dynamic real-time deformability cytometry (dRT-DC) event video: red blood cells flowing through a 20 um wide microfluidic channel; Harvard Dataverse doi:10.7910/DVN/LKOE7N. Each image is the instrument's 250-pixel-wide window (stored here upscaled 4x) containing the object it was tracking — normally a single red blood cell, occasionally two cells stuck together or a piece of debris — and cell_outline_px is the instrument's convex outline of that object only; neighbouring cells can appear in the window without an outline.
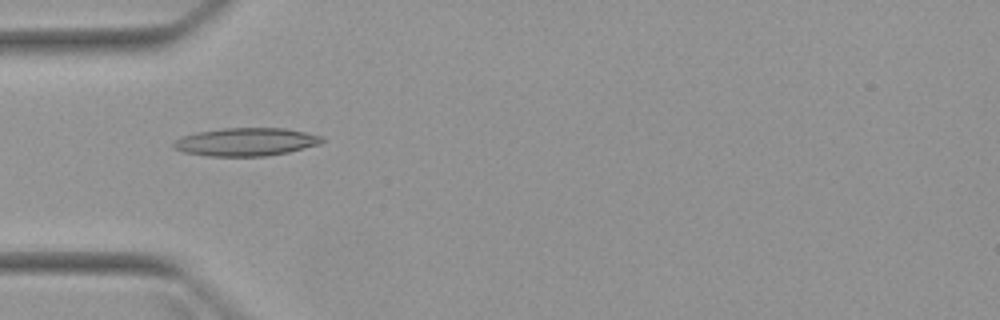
{"species": "Egyptian fruit bat (a non-hibernating species)", "species_latin": "Rousettus aegyptiacus", "temperature_condition": "warm", "stored_images_in_passage": 6, "camera_frame_rate_fps": 3000, "um_per_image_px": 0.085, "animal": {"sex": "female"}, "frame": {"image": 1, "passage_image": 5, "time_ms": 5.0, "image_size_px": [1000, 320], "cell_outline_px": [[324, 140], [320, 144], [288, 152], [264, 156], [208, 156], [184, 152], [172, 148], [172, 144], [180, 136], [196, 132], [224, 128], [284, 128], [304, 132], [320, 136]], "centroid_in_image_um": [20.85, 12.06], "position_along_channel_um": 64.1, "area_um2": 24.22}}
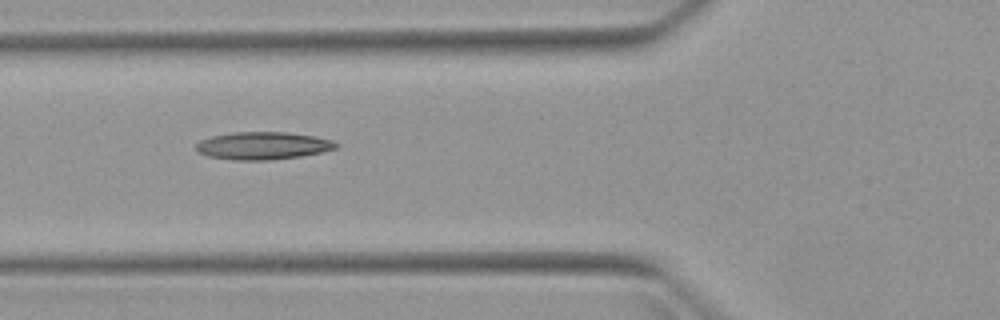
{"frame": {"image": 2, "passage_image": 6, "time_ms": 6.0, "image_size_px": [1000, 320], "cell_outline_px": [[340, 144], [336, 148], [320, 152], [300, 156], [272, 160], [232, 160], [208, 156], [196, 152], [196, 144], [200, 140], [212, 136], [232, 132], [284, 132], [316, 136], [332, 140]], "centroid_in_image_um": [22.32, 12.38], "position_along_channel_um": 103.5, "area_um2": 22.6}}